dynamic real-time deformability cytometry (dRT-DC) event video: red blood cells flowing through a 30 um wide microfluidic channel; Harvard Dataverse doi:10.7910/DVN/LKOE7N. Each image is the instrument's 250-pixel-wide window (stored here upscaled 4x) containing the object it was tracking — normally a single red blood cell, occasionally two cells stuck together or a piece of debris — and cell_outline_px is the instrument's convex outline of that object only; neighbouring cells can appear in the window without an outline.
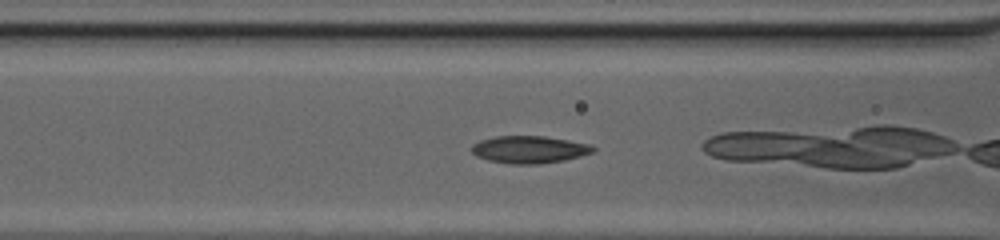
{"species": "common noctule bat (a hibernating species)", "species_latin": "Nyctalus noctula", "temperature_condition": "cold", "stored_images_in_passage": 8, "camera_frame_rate_fps": 3000, "um_per_image_px": 0.085, "animal": {"sex": "female", "body_mass_g": 20.0, "forearm_length_mm": 54.0}, "frame": {"image": 1, "passage_image": 3, "time_ms": 0.667, "image_size_px": [1000, 240], "cell_outline_px": [[596, 148], [592, 152], [580, 156], [564, 160], [540, 164], [508, 164], [488, 160], [476, 156], [472, 152], [472, 144], [480, 140], [496, 136], [544, 136], [592, 144]], "centroid_in_image_um": [44.99, 12.71], "position_along_channel_um": 121.6, "area_um2": 19.42}}